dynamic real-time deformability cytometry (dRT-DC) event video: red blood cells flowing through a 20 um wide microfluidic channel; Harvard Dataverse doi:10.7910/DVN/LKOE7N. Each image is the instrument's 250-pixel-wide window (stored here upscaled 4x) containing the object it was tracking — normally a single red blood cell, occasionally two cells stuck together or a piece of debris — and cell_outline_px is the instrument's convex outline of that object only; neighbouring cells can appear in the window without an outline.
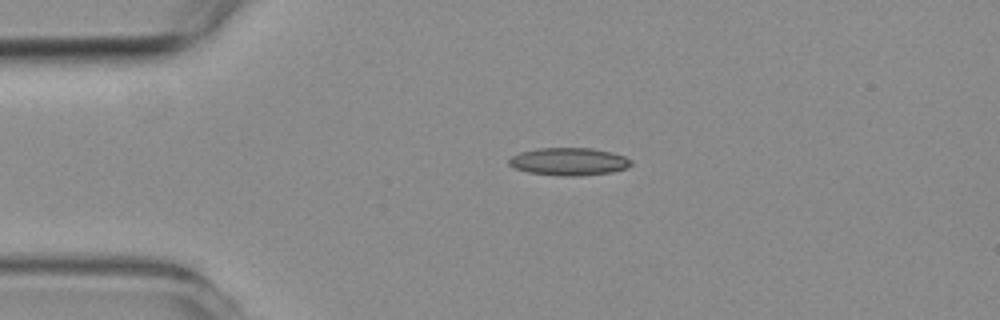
{"species": "common noctule bat (a hibernating species)", "species_latin": "Nyctalus noctula", "temperature_condition": "room temperature", "stored_images_in_passage": 3, "camera_frame_rate_fps": 3000, "um_per_image_px": 0.085, "animal": {"sex": "female", "body_mass_g": 19.3, "forearm_length_mm": 54.1}, "frame": {"image": 1, "passage_image": 2, "time_ms": 1.333, "image_size_px": [1000, 320], "cell_outline_px": [[632, 164], [624, 168], [612, 172], [580, 176], [564, 176], [528, 172], [512, 168], [508, 164], [508, 160], [512, 156], [520, 152], [536, 148], [592, 148], [612, 152], [624, 156], [632, 160]], "centroid_in_image_um": [48.33, 13.73], "position_along_channel_um": 36.7, "area_um2": 19.77}}